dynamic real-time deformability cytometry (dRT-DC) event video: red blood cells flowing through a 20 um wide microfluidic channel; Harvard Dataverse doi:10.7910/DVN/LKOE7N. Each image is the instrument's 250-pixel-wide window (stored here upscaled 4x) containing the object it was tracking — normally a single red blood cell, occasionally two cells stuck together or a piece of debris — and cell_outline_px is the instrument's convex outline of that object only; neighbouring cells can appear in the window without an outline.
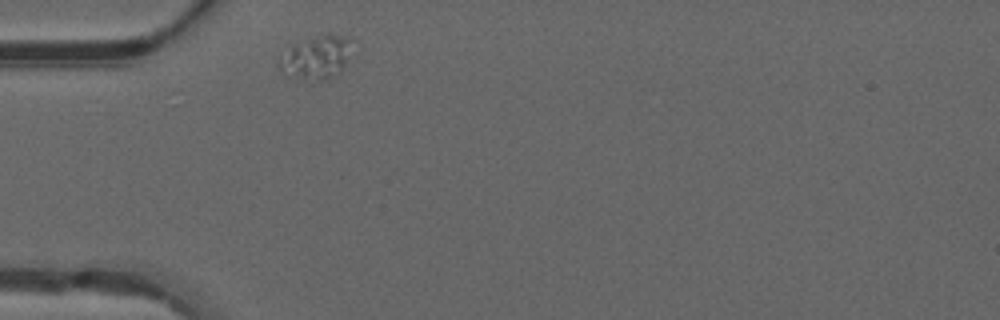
{"species": "common noctule bat (a hibernating species)", "species_latin": "Nyctalus noctula", "temperature_condition": "warm", "stored_images_in_passage": 11, "camera_frame_rate_fps": 3000, "um_per_image_px": 0.085, "animal": {"sex": "male", "forearm_length_mm": 52.5}, "frame": {"image": 1, "passage_image": 1, "time_ms": 0.0, "image_size_px": [1000, 320], "cell_outline_px": [[352, 40], [340, 76], [328, 80], [304, 80], [284, 76], [280, 68], [280, 60], [296, 44], [316, 36], [348, 36]], "centroid_in_image_um": [26.91, 4.96], "position_along_channel_um": 58.1, "area_um2": 17.8}}
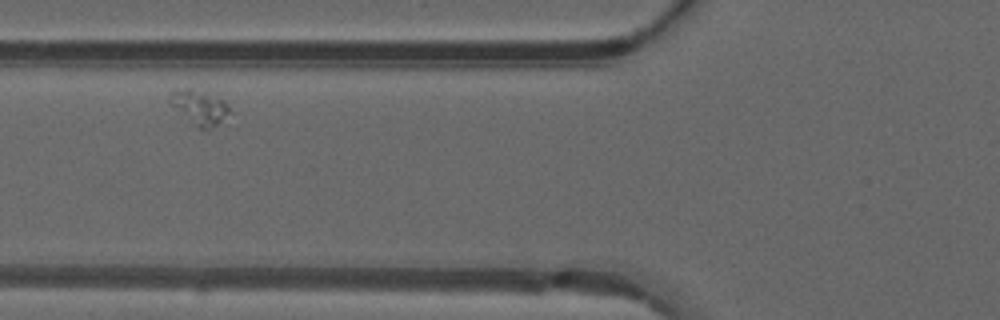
{"frame": {"image": 2, "passage_image": 6, "time_ms": 1.667, "image_size_px": [1000, 320], "cell_outline_px": [[236, 112], [208, 132], [200, 128], [168, 104], [168, 96], [176, 88], [188, 88], [204, 92], [224, 100]], "centroid_in_image_um": [17.03, 9.15], "position_along_channel_um": 108.8, "area_um2": 12.6}}
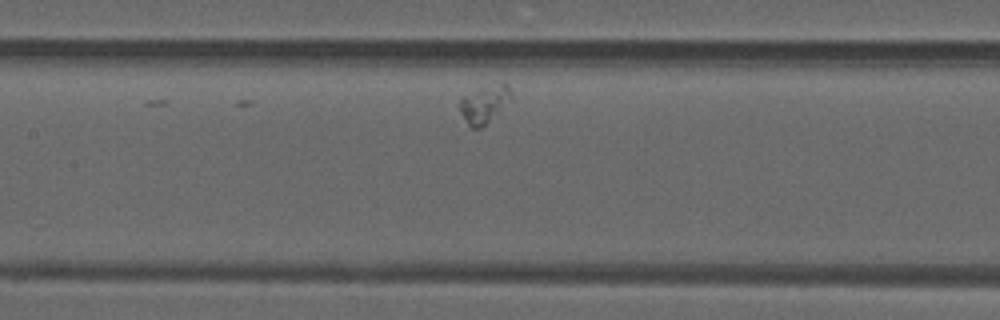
{"frame": {"image": 3, "passage_image": 11, "time_ms": 3.333, "image_size_px": [1000, 320], "cell_outline_px": [[512, 100], [480, 128], [464, 132], [456, 104], [464, 96], [480, 88], [504, 80], [508, 84], [512, 92]], "centroid_in_image_um": [41.08, 8.91], "position_along_channel_um": 166.3, "area_um2": 12.31}}